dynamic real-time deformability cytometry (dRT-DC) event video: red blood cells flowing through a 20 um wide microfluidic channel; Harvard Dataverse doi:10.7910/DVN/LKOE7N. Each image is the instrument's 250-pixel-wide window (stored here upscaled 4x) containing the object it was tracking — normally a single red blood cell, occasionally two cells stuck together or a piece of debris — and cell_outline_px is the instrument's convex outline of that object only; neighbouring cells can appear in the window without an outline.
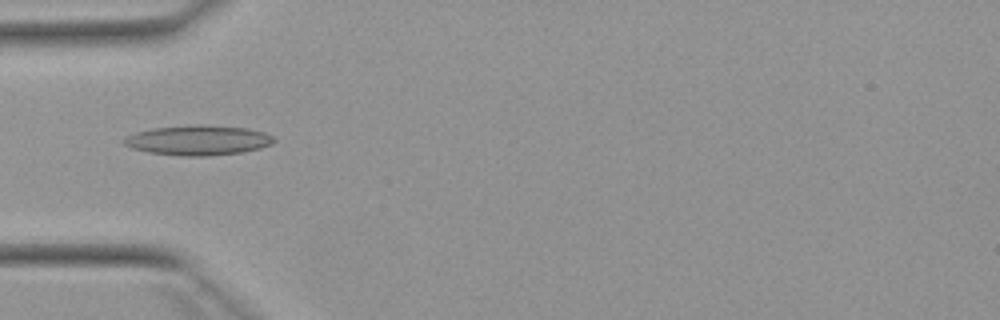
{"species": "Egyptian fruit bat (a non-hibernating species)", "species_latin": "Rousettus aegyptiacus", "temperature_condition": "warm", "stored_images_in_passage": 8, "camera_frame_rate_fps": 3000, "um_per_image_px": 0.085, "animal": {"sex": "female"}, "frame": {"image": 1, "passage_image": 2, "time_ms": 0.333, "image_size_px": [1000, 320], "cell_outline_px": [[276, 140], [272, 144], [260, 148], [240, 152], [208, 156], [180, 156], [148, 152], [132, 148], [124, 144], [120, 140], [124, 136], [136, 132], [152, 128], [196, 124], [200, 124], [244, 128], [264, 132], [276, 136]], "centroid_in_image_um": [16.82, 11.91], "position_along_channel_um": 68.2, "area_um2": 26.36}}
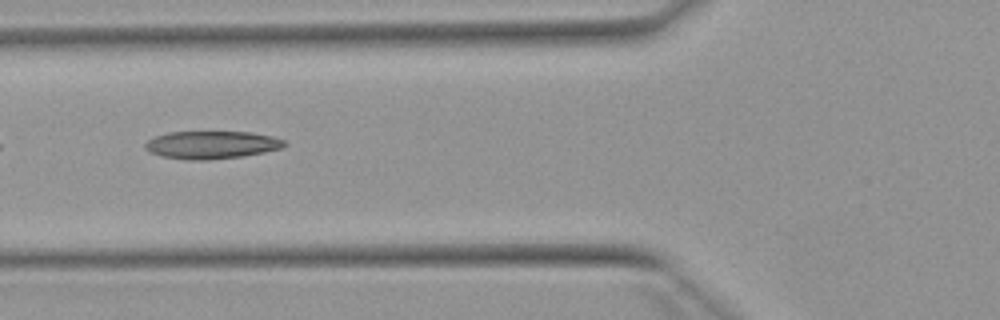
{"frame": {"image": 2, "passage_image": 5, "time_ms": 1.333, "image_size_px": [1000, 320], "cell_outline_px": [[288, 144], [284, 148], [244, 156], [208, 160], [184, 160], [160, 156], [148, 152], [144, 148], [144, 144], [148, 140], [156, 136], [168, 132], [252, 132], [272, 136], [284, 140]], "centroid_in_image_um": [17.99, 12.32], "position_along_channel_um": 107.8, "area_um2": 22.83}}